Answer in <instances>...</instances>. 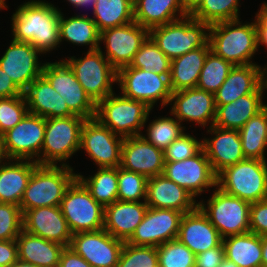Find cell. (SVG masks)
<instances>
[{"label":"cell","instance_id":"28","mask_svg":"<svg viewBox=\"0 0 267 267\" xmlns=\"http://www.w3.org/2000/svg\"><path fill=\"white\" fill-rule=\"evenodd\" d=\"M29 113L46 118L68 117L74 114L65 99L41 75L23 92Z\"/></svg>","mask_w":267,"mask_h":267},{"label":"cell","instance_id":"54","mask_svg":"<svg viewBox=\"0 0 267 267\" xmlns=\"http://www.w3.org/2000/svg\"><path fill=\"white\" fill-rule=\"evenodd\" d=\"M20 95H23V92L0 67V98H10Z\"/></svg>","mask_w":267,"mask_h":267},{"label":"cell","instance_id":"34","mask_svg":"<svg viewBox=\"0 0 267 267\" xmlns=\"http://www.w3.org/2000/svg\"><path fill=\"white\" fill-rule=\"evenodd\" d=\"M62 13L59 22L60 45L66 41L73 45L89 46L88 51L99 49L100 32L88 13H79L69 18Z\"/></svg>","mask_w":267,"mask_h":267},{"label":"cell","instance_id":"58","mask_svg":"<svg viewBox=\"0 0 267 267\" xmlns=\"http://www.w3.org/2000/svg\"><path fill=\"white\" fill-rule=\"evenodd\" d=\"M9 160L5 147H4V139L3 135L0 134V165L6 163Z\"/></svg>","mask_w":267,"mask_h":267},{"label":"cell","instance_id":"41","mask_svg":"<svg viewBox=\"0 0 267 267\" xmlns=\"http://www.w3.org/2000/svg\"><path fill=\"white\" fill-rule=\"evenodd\" d=\"M233 67L232 63L210 50L205 58L196 88L214 94Z\"/></svg>","mask_w":267,"mask_h":267},{"label":"cell","instance_id":"7","mask_svg":"<svg viewBox=\"0 0 267 267\" xmlns=\"http://www.w3.org/2000/svg\"><path fill=\"white\" fill-rule=\"evenodd\" d=\"M208 23L186 16L149 30V37L170 59L204 47L209 42Z\"/></svg>","mask_w":267,"mask_h":267},{"label":"cell","instance_id":"21","mask_svg":"<svg viewBox=\"0 0 267 267\" xmlns=\"http://www.w3.org/2000/svg\"><path fill=\"white\" fill-rule=\"evenodd\" d=\"M164 163V151L141 135L123 139L120 165L123 169L151 178L163 173Z\"/></svg>","mask_w":267,"mask_h":267},{"label":"cell","instance_id":"6","mask_svg":"<svg viewBox=\"0 0 267 267\" xmlns=\"http://www.w3.org/2000/svg\"><path fill=\"white\" fill-rule=\"evenodd\" d=\"M85 121L78 115L46 118L40 165L71 166L68 159L80 150L81 129Z\"/></svg>","mask_w":267,"mask_h":267},{"label":"cell","instance_id":"11","mask_svg":"<svg viewBox=\"0 0 267 267\" xmlns=\"http://www.w3.org/2000/svg\"><path fill=\"white\" fill-rule=\"evenodd\" d=\"M60 208L73 234L104 228L105 208L78 178L66 190Z\"/></svg>","mask_w":267,"mask_h":267},{"label":"cell","instance_id":"2","mask_svg":"<svg viewBox=\"0 0 267 267\" xmlns=\"http://www.w3.org/2000/svg\"><path fill=\"white\" fill-rule=\"evenodd\" d=\"M222 21L209 27L211 51L235 65L257 64L251 59L258 49L257 26L253 22Z\"/></svg>","mask_w":267,"mask_h":267},{"label":"cell","instance_id":"55","mask_svg":"<svg viewBox=\"0 0 267 267\" xmlns=\"http://www.w3.org/2000/svg\"><path fill=\"white\" fill-rule=\"evenodd\" d=\"M203 0H180L184 12L190 16L202 3Z\"/></svg>","mask_w":267,"mask_h":267},{"label":"cell","instance_id":"14","mask_svg":"<svg viewBox=\"0 0 267 267\" xmlns=\"http://www.w3.org/2000/svg\"><path fill=\"white\" fill-rule=\"evenodd\" d=\"M45 129L46 119L28 112L15 127L3 134L8 158L32 160L40 165Z\"/></svg>","mask_w":267,"mask_h":267},{"label":"cell","instance_id":"52","mask_svg":"<svg viewBox=\"0 0 267 267\" xmlns=\"http://www.w3.org/2000/svg\"><path fill=\"white\" fill-rule=\"evenodd\" d=\"M260 10L256 12L255 21L257 26L258 49L259 46L267 48V3H261Z\"/></svg>","mask_w":267,"mask_h":267},{"label":"cell","instance_id":"43","mask_svg":"<svg viewBox=\"0 0 267 267\" xmlns=\"http://www.w3.org/2000/svg\"><path fill=\"white\" fill-rule=\"evenodd\" d=\"M118 200L145 201L148 178L142 174L117 167Z\"/></svg>","mask_w":267,"mask_h":267},{"label":"cell","instance_id":"32","mask_svg":"<svg viewBox=\"0 0 267 267\" xmlns=\"http://www.w3.org/2000/svg\"><path fill=\"white\" fill-rule=\"evenodd\" d=\"M134 21L150 30L188 16L180 0H133Z\"/></svg>","mask_w":267,"mask_h":267},{"label":"cell","instance_id":"50","mask_svg":"<svg viewBox=\"0 0 267 267\" xmlns=\"http://www.w3.org/2000/svg\"><path fill=\"white\" fill-rule=\"evenodd\" d=\"M225 258L223 243L195 256V267H219Z\"/></svg>","mask_w":267,"mask_h":267},{"label":"cell","instance_id":"33","mask_svg":"<svg viewBox=\"0 0 267 267\" xmlns=\"http://www.w3.org/2000/svg\"><path fill=\"white\" fill-rule=\"evenodd\" d=\"M211 50L209 42L171 60L169 83L172 92L196 88L203 64Z\"/></svg>","mask_w":267,"mask_h":267},{"label":"cell","instance_id":"31","mask_svg":"<svg viewBox=\"0 0 267 267\" xmlns=\"http://www.w3.org/2000/svg\"><path fill=\"white\" fill-rule=\"evenodd\" d=\"M18 259L37 267H58L65 246L22 230L16 238Z\"/></svg>","mask_w":267,"mask_h":267},{"label":"cell","instance_id":"61","mask_svg":"<svg viewBox=\"0 0 267 267\" xmlns=\"http://www.w3.org/2000/svg\"><path fill=\"white\" fill-rule=\"evenodd\" d=\"M264 66L265 67H263V78H264L265 89L267 91V65Z\"/></svg>","mask_w":267,"mask_h":267},{"label":"cell","instance_id":"15","mask_svg":"<svg viewBox=\"0 0 267 267\" xmlns=\"http://www.w3.org/2000/svg\"><path fill=\"white\" fill-rule=\"evenodd\" d=\"M123 139L96 118L86 119L81 129L80 150L83 149L98 168L119 167Z\"/></svg>","mask_w":267,"mask_h":267},{"label":"cell","instance_id":"5","mask_svg":"<svg viewBox=\"0 0 267 267\" xmlns=\"http://www.w3.org/2000/svg\"><path fill=\"white\" fill-rule=\"evenodd\" d=\"M216 187L248 203L267 199V161L246 158L217 174Z\"/></svg>","mask_w":267,"mask_h":267},{"label":"cell","instance_id":"10","mask_svg":"<svg viewBox=\"0 0 267 267\" xmlns=\"http://www.w3.org/2000/svg\"><path fill=\"white\" fill-rule=\"evenodd\" d=\"M117 85L123 96L144 102L151 109L160 101V107L169 105L172 90L169 75L133 68L130 65L117 71ZM156 104V105H155Z\"/></svg>","mask_w":267,"mask_h":267},{"label":"cell","instance_id":"24","mask_svg":"<svg viewBox=\"0 0 267 267\" xmlns=\"http://www.w3.org/2000/svg\"><path fill=\"white\" fill-rule=\"evenodd\" d=\"M177 239L195 255L223 243L218 230L198 206L182 216Z\"/></svg>","mask_w":267,"mask_h":267},{"label":"cell","instance_id":"27","mask_svg":"<svg viewBox=\"0 0 267 267\" xmlns=\"http://www.w3.org/2000/svg\"><path fill=\"white\" fill-rule=\"evenodd\" d=\"M147 210L145 201L117 200L105 207L104 229L114 238L127 242L142 222Z\"/></svg>","mask_w":267,"mask_h":267},{"label":"cell","instance_id":"56","mask_svg":"<svg viewBox=\"0 0 267 267\" xmlns=\"http://www.w3.org/2000/svg\"><path fill=\"white\" fill-rule=\"evenodd\" d=\"M70 5L72 4L73 7L75 8H84L92 7V11L95 9V4H96V0H66Z\"/></svg>","mask_w":267,"mask_h":267},{"label":"cell","instance_id":"48","mask_svg":"<svg viewBox=\"0 0 267 267\" xmlns=\"http://www.w3.org/2000/svg\"><path fill=\"white\" fill-rule=\"evenodd\" d=\"M202 149V139L188 132L182 134L164 150V161L174 162L193 157Z\"/></svg>","mask_w":267,"mask_h":267},{"label":"cell","instance_id":"25","mask_svg":"<svg viewBox=\"0 0 267 267\" xmlns=\"http://www.w3.org/2000/svg\"><path fill=\"white\" fill-rule=\"evenodd\" d=\"M184 188L163 174L148 178L145 203L151 208L172 209L187 213L193 211L198 201Z\"/></svg>","mask_w":267,"mask_h":267},{"label":"cell","instance_id":"16","mask_svg":"<svg viewBox=\"0 0 267 267\" xmlns=\"http://www.w3.org/2000/svg\"><path fill=\"white\" fill-rule=\"evenodd\" d=\"M149 37V30L135 21L123 26L109 28L100 32V43H104L102 54L118 71L129 66L139 48Z\"/></svg>","mask_w":267,"mask_h":267},{"label":"cell","instance_id":"40","mask_svg":"<svg viewBox=\"0 0 267 267\" xmlns=\"http://www.w3.org/2000/svg\"><path fill=\"white\" fill-rule=\"evenodd\" d=\"M240 0H203L201 5L190 15L194 19L209 25L240 19Z\"/></svg>","mask_w":267,"mask_h":267},{"label":"cell","instance_id":"12","mask_svg":"<svg viewBox=\"0 0 267 267\" xmlns=\"http://www.w3.org/2000/svg\"><path fill=\"white\" fill-rule=\"evenodd\" d=\"M42 75L65 99L68 109L74 115L85 119L95 118L96 104L86 94L74 72L63 59L57 62H45Z\"/></svg>","mask_w":267,"mask_h":267},{"label":"cell","instance_id":"62","mask_svg":"<svg viewBox=\"0 0 267 267\" xmlns=\"http://www.w3.org/2000/svg\"><path fill=\"white\" fill-rule=\"evenodd\" d=\"M5 1L6 0H0V10H5V8L8 9V6Z\"/></svg>","mask_w":267,"mask_h":267},{"label":"cell","instance_id":"47","mask_svg":"<svg viewBox=\"0 0 267 267\" xmlns=\"http://www.w3.org/2000/svg\"><path fill=\"white\" fill-rule=\"evenodd\" d=\"M23 230V213L20 206L0 203V240H14Z\"/></svg>","mask_w":267,"mask_h":267},{"label":"cell","instance_id":"20","mask_svg":"<svg viewBox=\"0 0 267 267\" xmlns=\"http://www.w3.org/2000/svg\"><path fill=\"white\" fill-rule=\"evenodd\" d=\"M169 105L170 113L181 124L185 121L198 124L202 128L213 126L216 115L213 93L198 88L172 92Z\"/></svg>","mask_w":267,"mask_h":267},{"label":"cell","instance_id":"13","mask_svg":"<svg viewBox=\"0 0 267 267\" xmlns=\"http://www.w3.org/2000/svg\"><path fill=\"white\" fill-rule=\"evenodd\" d=\"M162 174L184 188L195 199L202 193L211 190L210 188L216 187L217 175L212 170L203 148L191 158L165 162Z\"/></svg>","mask_w":267,"mask_h":267},{"label":"cell","instance_id":"9","mask_svg":"<svg viewBox=\"0 0 267 267\" xmlns=\"http://www.w3.org/2000/svg\"><path fill=\"white\" fill-rule=\"evenodd\" d=\"M102 50L100 46L99 49L85 52L84 57L63 59L95 104L114 93L113 84H117V70L102 54Z\"/></svg>","mask_w":267,"mask_h":267},{"label":"cell","instance_id":"18","mask_svg":"<svg viewBox=\"0 0 267 267\" xmlns=\"http://www.w3.org/2000/svg\"><path fill=\"white\" fill-rule=\"evenodd\" d=\"M124 243L103 228L74 233L69 247L92 267H116Z\"/></svg>","mask_w":267,"mask_h":267},{"label":"cell","instance_id":"60","mask_svg":"<svg viewBox=\"0 0 267 267\" xmlns=\"http://www.w3.org/2000/svg\"><path fill=\"white\" fill-rule=\"evenodd\" d=\"M219 267H238L234 262L224 258Z\"/></svg>","mask_w":267,"mask_h":267},{"label":"cell","instance_id":"49","mask_svg":"<svg viewBox=\"0 0 267 267\" xmlns=\"http://www.w3.org/2000/svg\"><path fill=\"white\" fill-rule=\"evenodd\" d=\"M250 232L267 235V199L250 204Z\"/></svg>","mask_w":267,"mask_h":267},{"label":"cell","instance_id":"23","mask_svg":"<svg viewBox=\"0 0 267 267\" xmlns=\"http://www.w3.org/2000/svg\"><path fill=\"white\" fill-rule=\"evenodd\" d=\"M206 130L211 137L202 139V148L216 175L226 167L246 159L239 130L222 129L214 125Z\"/></svg>","mask_w":267,"mask_h":267},{"label":"cell","instance_id":"22","mask_svg":"<svg viewBox=\"0 0 267 267\" xmlns=\"http://www.w3.org/2000/svg\"><path fill=\"white\" fill-rule=\"evenodd\" d=\"M23 230L65 247H69L73 236L60 206L26 210L23 213Z\"/></svg>","mask_w":267,"mask_h":267},{"label":"cell","instance_id":"36","mask_svg":"<svg viewBox=\"0 0 267 267\" xmlns=\"http://www.w3.org/2000/svg\"><path fill=\"white\" fill-rule=\"evenodd\" d=\"M245 158L267 161V105L239 130Z\"/></svg>","mask_w":267,"mask_h":267},{"label":"cell","instance_id":"37","mask_svg":"<svg viewBox=\"0 0 267 267\" xmlns=\"http://www.w3.org/2000/svg\"><path fill=\"white\" fill-rule=\"evenodd\" d=\"M91 18L99 32L134 21L133 0H96Z\"/></svg>","mask_w":267,"mask_h":267},{"label":"cell","instance_id":"26","mask_svg":"<svg viewBox=\"0 0 267 267\" xmlns=\"http://www.w3.org/2000/svg\"><path fill=\"white\" fill-rule=\"evenodd\" d=\"M263 84V66L235 65L224 83L214 93L215 105L232 103L241 96L255 93Z\"/></svg>","mask_w":267,"mask_h":267},{"label":"cell","instance_id":"45","mask_svg":"<svg viewBox=\"0 0 267 267\" xmlns=\"http://www.w3.org/2000/svg\"><path fill=\"white\" fill-rule=\"evenodd\" d=\"M116 267H159L157 247L123 244Z\"/></svg>","mask_w":267,"mask_h":267},{"label":"cell","instance_id":"59","mask_svg":"<svg viewBox=\"0 0 267 267\" xmlns=\"http://www.w3.org/2000/svg\"><path fill=\"white\" fill-rule=\"evenodd\" d=\"M8 267H37V266H35L32 263L25 262V261L18 259L16 262H14L13 264H11Z\"/></svg>","mask_w":267,"mask_h":267},{"label":"cell","instance_id":"30","mask_svg":"<svg viewBox=\"0 0 267 267\" xmlns=\"http://www.w3.org/2000/svg\"><path fill=\"white\" fill-rule=\"evenodd\" d=\"M36 161L9 159L0 165V203L20 206L24 190L27 187Z\"/></svg>","mask_w":267,"mask_h":267},{"label":"cell","instance_id":"19","mask_svg":"<svg viewBox=\"0 0 267 267\" xmlns=\"http://www.w3.org/2000/svg\"><path fill=\"white\" fill-rule=\"evenodd\" d=\"M41 54L30 43L12 39L0 57V67L24 92L36 78L42 75L45 62H40Z\"/></svg>","mask_w":267,"mask_h":267},{"label":"cell","instance_id":"57","mask_svg":"<svg viewBox=\"0 0 267 267\" xmlns=\"http://www.w3.org/2000/svg\"><path fill=\"white\" fill-rule=\"evenodd\" d=\"M262 267H267V235L262 236Z\"/></svg>","mask_w":267,"mask_h":267},{"label":"cell","instance_id":"39","mask_svg":"<svg viewBox=\"0 0 267 267\" xmlns=\"http://www.w3.org/2000/svg\"><path fill=\"white\" fill-rule=\"evenodd\" d=\"M170 115L154 118L147 125L146 134H141L148 142L163 151L186 131L184 124H181L171 113Z\"/></svg>","mask_w":267,"mask_h":267},{"label":"cell","instance_id":"53","mask_svg":"<svg viewBox=\"0 0 267 267\" xmlns=\"http://www.w3.org/2000/svg\"><path fill=\"white\" fill-rule=\"evenodd\" d=\"M58 267H92L84 258L70 247H65L61 253Z\"/></svg>","mask_w":267,"mask_h":267},{"label":"cell","instance_id":"51","mask_svg":"<svg viewBox=\"0 0 267 267\" xmlns=\"http://www.w3.org/2000/svg\"><path fill=\"white\" fill-rule=\"evenodd\" d=\"M18 260L16 239L0 240V267H8Z\"/></svg>","mask_w":267,"mask_h":267},{"label":"cell","instance_id":"1","mask_svg":"<svg viewBox=\"0 0 267 267\" xmlns=\"http://www.w3.org/2000/svg\"><path fill=\"white\" fill-rule=\"evenodd\" d=\"M60 16L61 9L46 0L25 1L11 16V37L46 55L60 47Z\"/></svg>","mask_w":267,"mask_h":267},{"label":"cell","instance_id":"46","mask_svg":"<svg viewBox=\"0 0 267 267\" xmlns=\"http://www.w3.org/2000/svg\"><path fill=\"white\" fill-rule=\"evenodd\" d=\"M26 99L23 95L0 98V134L15 127L28 113Z\"/></svg>","mask_w":267,"mask_h":267},{"label":"cell","instance_id":"44","mask_svg":"<svg viewBox=\"0 0 267 267\" xmlns=\"http://www.w3.org/2000/svg\"><path fill=\"white\" fill-rule=\"evenodd\" d=\"M159 267H195V254L178 239L157 247Z\"/></svg>","mask_w":267,"mask_h":267},{"label":"cell","instance_id":"29","mask_svg":"<svg viewBox=\"0 0 267 267\" xmlns=\"http://www.w3.org/2000/svg\"><path fill=\"white\" fill-rule=\"evenodd\" d=\"M265 85L255 93L241 96L232 103L216 105V115L213 125L222 129L240 130L254 115L267 104L264 101Z\"/></svg>","mask_w":267,"mask_h":267},{"label":"cell","instance_id":"42","mask_svg":"<svg viewBox=\"0 0 267 267\" xmlns=\"http://www.w3.org/2000/svg\"><path fill=\"white\" fill-rule=\"evenodd\" d=\"M130 66L146 71H154L159 75H170L171 60L148 37L136 52Z\"/></svg>","mask_w":267,"mask_h":267},{"label":"cell","instance_id":"17","mask_svg":"<svg viewBox=\"0 0 267 267\" xmlns=\"http://www.w3.org/2000/svg\"><path fill=\"white\" fill-rule=\"evenodd\" d=\"M184 213L172 209L148 207V210L127 243L134 246L158 247L178 237Z\"/></svg>","mask_w":267,"mask_h":267},{"label":"cell","instance_id":"3","mask_svg":"<svg viewBox=\"0 0 267 267\" xmlns=\"http://www.w3.org/2000/svg\"><path fill=\"white\" fill-rule=\"evenodd\" d=\"M77 178L71 166L38 165L20 202L22 213L46 206H60L66 190Z\"/></svg>","mask_w":267,"mask_h":267},{"label":"cell","instance_id":"35","mask_svg":"<svg viewBox=\"0 0 267 267\" xmlns=\"http://www.w3.org/2000/svg\"><path fill=\"white\" fill-rule=\"evenodd\" d=\"M225 258L238 267H262V236L247 232L223 238Z\"/></svg>","mask_w":267,"mask_h":267},{"label":"cell","instance_id":"38","mask_svg":"<svg viewBox=\"0 0 267 267\" xmlns=\"http://www.w3.org/2000/svg\"><path fill=\"white\" fill-rule=\"evenodd\" d=\"M93 175L83 176L77 173V178L89 190L91 196L104 208L118 200L117 167L97 168Z\"/></svg>","mask_w":267,"mask_h":267},{"label":"cell","instance_id":"4","mask_svg":"<svg viewBox=\"0 0 267 267\" xmlns=\"http://www.w3.org/2000/svg\"><path fill=\"white\" fill-rule=\"evenodd\" d=\"M118 94L114 92L96 104L95 118L123 138L141 135L153 110L144 102Z\"/></svg>","mask_w":267,"mask_h":267},{"label":"cell","instance_id":"8","mask_svg":"<svg viewBox=\"0 0 267 267\" xmlns=\"http://www.w3.org/2000/svg\"><path fill=\"white\" fill-rule=\"evenodd\" d=\"M198 207L218 230L222 238L250 232V203L229 195L218 187Z\"/></svg>","mask_w":267,"mask_h":267}]
</instances>
